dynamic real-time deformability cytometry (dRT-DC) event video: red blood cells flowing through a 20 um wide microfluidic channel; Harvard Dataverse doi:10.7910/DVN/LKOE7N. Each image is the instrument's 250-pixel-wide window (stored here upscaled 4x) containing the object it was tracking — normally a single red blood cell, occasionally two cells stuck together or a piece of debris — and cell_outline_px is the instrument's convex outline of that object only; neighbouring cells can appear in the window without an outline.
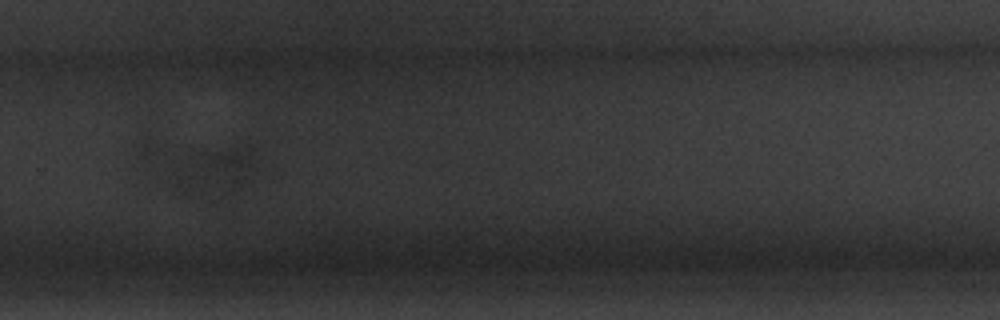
{"species": "common noctule bat (a hibernating species)", "species_latin": "Nyctalus noctula", "temperature_condition": "warm", "stored_images_in_passage": 31, "camera_frame_rate_fps": 3000, "um_per_image_px": 0.085, "animal": {"sex": "male", "body_mass_g": 20.1, "forearm_length_mm": 53.5}, "frame": {"image": 1, "passage_image": 27, "time_ms": 8.667, "image_size_px": [1000, 320], "cell_outline_px": [[252, 164], [248, 180], [244, 184], [236, 188], [200, 192], [184, 192], [172, 184], [172, 172], [204, 152], [236, 148], [248, 148], [252, 160]], "centroid_in_image_um": [18.22, 14.55], "position_along_channel_um": 311.6, "area_um2": 19.48}}